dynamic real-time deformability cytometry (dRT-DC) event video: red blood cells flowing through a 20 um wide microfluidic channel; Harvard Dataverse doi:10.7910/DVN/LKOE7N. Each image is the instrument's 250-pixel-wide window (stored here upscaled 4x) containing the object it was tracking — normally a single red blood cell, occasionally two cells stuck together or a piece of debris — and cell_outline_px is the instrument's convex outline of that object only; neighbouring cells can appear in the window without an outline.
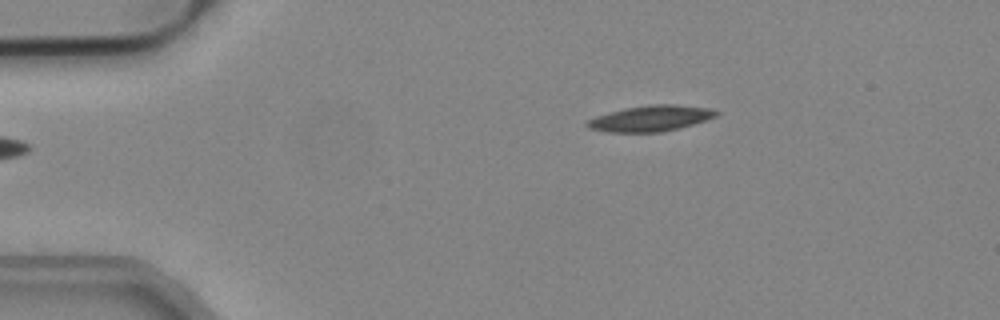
{"species": "common noctule bat (a hibernating species)", "species_latin": "Nyctalus noctula", "temperature_condition": "cold", "stored_images_in_passage": 45, "camera_frame_rate_fps": 3000, "um_per_image_px": 0.085, "animal": {"sex": "male", "body_mass_g": 19.2, "forearm_length_mm": 51.8}, "frame": {"image": 1, "passage_image": 1, "time_ms": 0.0, "image_size_px": [1000, 320], "cell_outline_px": [[720, 112], [716, 116], [680, 128], [660, 132], [608, 132], [588, 128], [584, 124], [588, 120], [596, 116], [624, 108], [648, 104], [676, 104], [712, 108]], "centroid_in_image_um": [55.3, 10.05], "position_along_channel_um": 29.7, "area_um2": 19.48}}
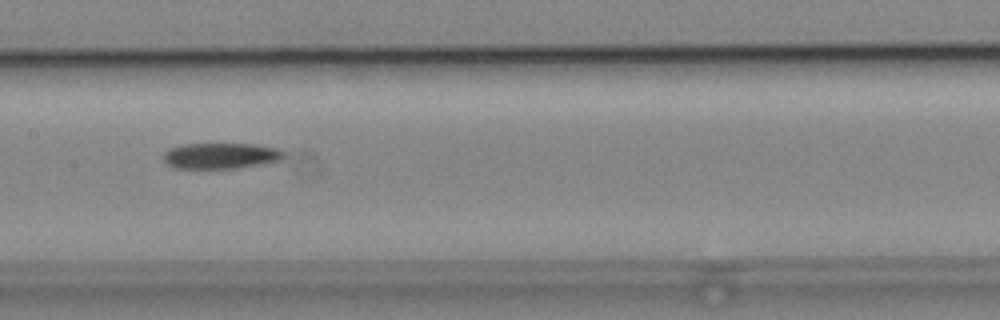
{"frame": {"image": 2, "passage_image": 18, "time_ms": 5.667, "image_size_px": [1000, 320], "cell_outline_px": [[284, 156], [280, 160], [264, 164], [240, 168], [176, 168], [168, 164], [164, 160], [164, 152], [168, 148], [180, 144], [252, 144], [276, 148], [284, 152]], "centroid_in_image_um": [18.75, 13.24], "position_along_channel_um": 188.6, "area_um2": 18.15}}
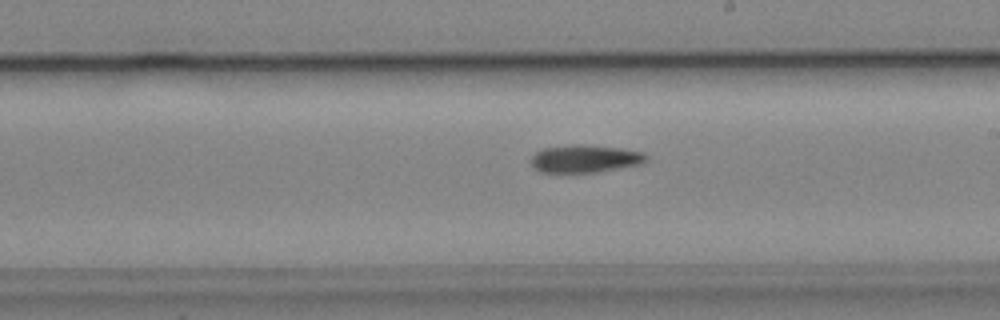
{"frame": {"image": 3, "passage_image": 22, "time_ms": 7.0, "image_size_px": [1000, 320], "cell_outline_px": [[648, 160], [644, 164], [596, 172], [540, 172], [532, 168], [532, 156], [536, 152], [544, 148], [572, 144], [580, 144], [620, 148], [644, 152], [648, 156]], "centroid_in_image_um": [49.76, 13.49], "position_along_channel_um": 239.2, "area_um2": 18.73}, "authors_computed_cell_mechanics": {"area_um2": 18.496, "velocity_mm_per_s": 3.8092, "shape_relaxation_time_tau1_ms": 7.3924, "shape_relaxation_time_tau2_ms": null, "deformation_change_tau1": 0.1388, "deformation_change_tau2": null}}